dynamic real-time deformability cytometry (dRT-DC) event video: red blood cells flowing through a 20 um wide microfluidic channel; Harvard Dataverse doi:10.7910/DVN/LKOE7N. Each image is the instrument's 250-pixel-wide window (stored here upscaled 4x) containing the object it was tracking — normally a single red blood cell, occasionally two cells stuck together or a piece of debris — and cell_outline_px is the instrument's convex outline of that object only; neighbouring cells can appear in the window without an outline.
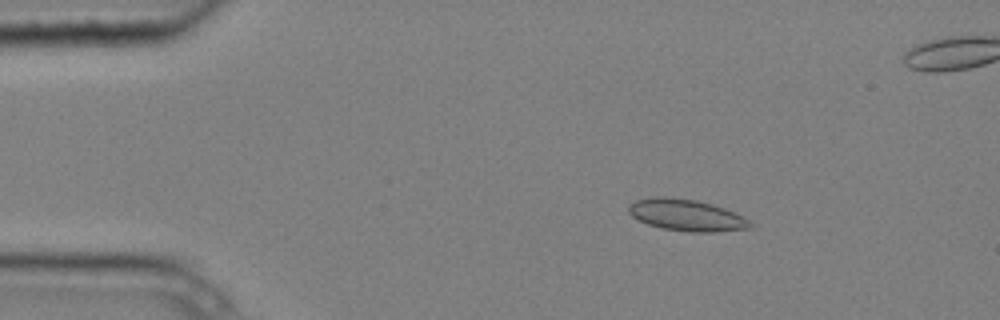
{"species": "common noctule bat (a hibernating species)", "species_latin": "Nyctalus noctula", "temperature_condition": "cold", "stored_images_in_passage": 6, "camera_frame_rate_fps": 3000, "um_per_image_px": 0.085, "animal": {"sex": "male", "body_mass_g": 20.4}, "frame": {"image": 1, "passage_image": 3, "time_ms": 0.667, "image_size_px": [1000, 320], "cell_outline_px": [[756, 224], [752, 228], [716, 232], [688, 232], [660, 228], [648, 224], [632, 216], [628, 212], [628, 204], [636, 200], [656, 196], [664, 196], [696, 200], [712, 204], [724, 208], [744, 216]], "centroid_in_image_um": [58.39, 18.29], "position_along_channel_um": 26.6, "area_um2": 22.72}}